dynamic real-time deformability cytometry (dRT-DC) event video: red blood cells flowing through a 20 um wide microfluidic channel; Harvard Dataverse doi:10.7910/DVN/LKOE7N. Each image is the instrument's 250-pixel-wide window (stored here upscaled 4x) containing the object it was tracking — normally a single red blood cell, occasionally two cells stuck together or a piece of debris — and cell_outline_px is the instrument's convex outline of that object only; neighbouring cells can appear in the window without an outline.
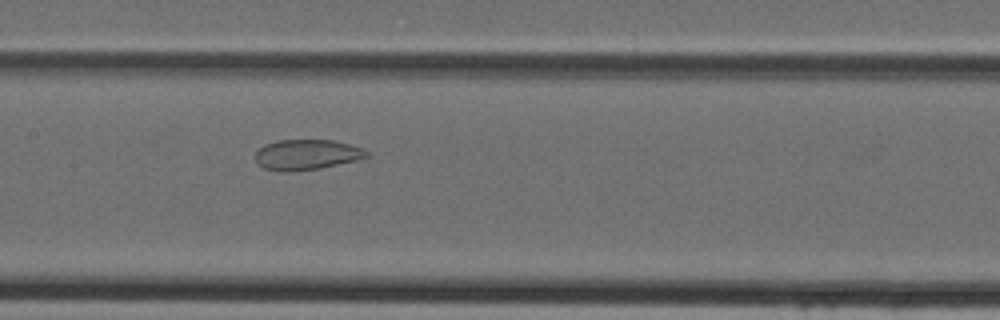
{"species": "Egyptian fruit bat (a non-hibernating species)", "species_latin": "Rousettus aegyptiacus", "temperature_condition": "cold", "stored_images_in_passage": 34, "camera_frame_rate_fps": 3000, "um_per_image_px": 0.085, "animal": {"sex": "female"}, "frame": {"image": 1, "passage_image": 18, "time_ms": 5.667, "image_size_px": [1000, 320], "cell_outline_px": [[368, 156], [356, 160], [320, 168], [288, 172], [280, 172], [264, 168], [256, 160], [256, 152], [264, 144], [276, 140], [332, 140], [364, 148], [368, 152]], "centroid_in_image_um": [26.05, 13.14], "position_along_channel_um": 181.3, "area_um2": 19.59}}
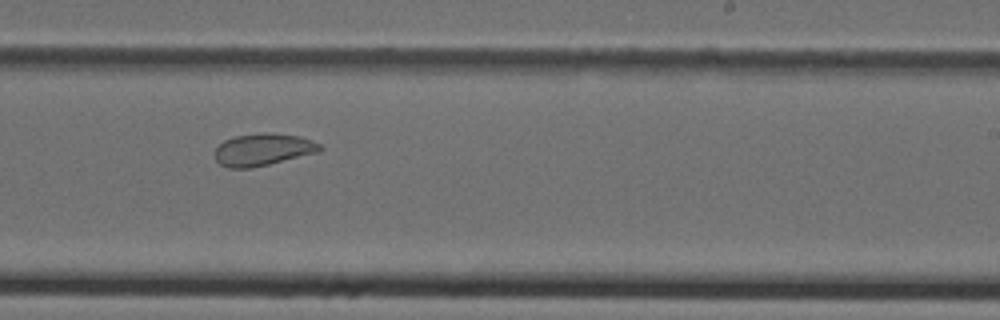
{"frame": {"image": 2, "passage_image": 24, "time_ms": 7.667, "image_size_px": [1000, 320], "cell_outline_px": [[324, 148], [316, 152], [252, 168], [228, 168], [220, 164], [216, 160], [216, 148], [224, 140], [236, 136], [264, 132], [272, 132], [300, 136], [312, 140], [320, 144]], "centroid_in_image_um": [22.35, 12.7], "position_along_channel_um": 266.7, "area_um2": 19.54}}
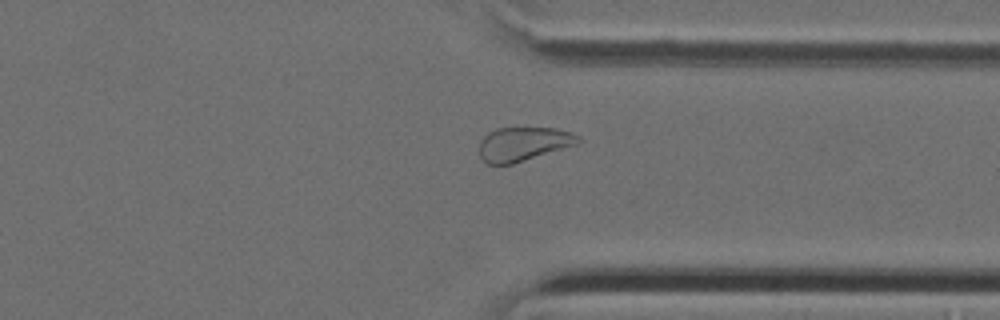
{"frame": {"image": 3, "passage_image": 31, "time_ms": 10.0, "image_size_px": [1000, 320], "cell_outline_px": [[580, 140], [576, 144], [512, 164], [488, 164], [480, 156], [480, 140], [488, 132], [496, 128], [556, 128], [572, 132], [580, 136]], "centroid_in_image_um": [44.47, 12.22], "position_along_channel_um": 366.9, "area_um2": 19.36}}